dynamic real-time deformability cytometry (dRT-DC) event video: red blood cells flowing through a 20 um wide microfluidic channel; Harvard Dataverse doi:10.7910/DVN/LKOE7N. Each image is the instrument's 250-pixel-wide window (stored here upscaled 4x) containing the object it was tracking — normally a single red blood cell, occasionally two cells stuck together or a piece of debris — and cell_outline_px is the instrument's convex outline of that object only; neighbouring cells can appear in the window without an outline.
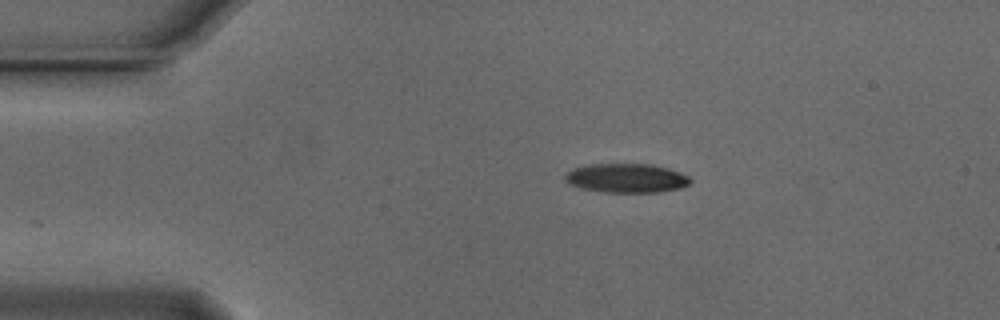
{"species": "Egyptian fruit bat (a non-hibernating species)", "species_latin": "Rousettus aegyptiacus", "temperature_condition": "cold", "stored_images_in_passage": 29, "camera_frame_rate_fps": 3000, "um_per_image_px": 0.085, "animal": {"sex": "male"}, "frame": {"image": 1, "passage_image": 1, "time_ms": 0.0, "image_size_px": [1000, 320], "cell_outline_px": [[692, 180], [688, 184], [680, 188], [656, 192], [604, 192], [584, 188], [568, 184], [564, 180], [564, 176], [572, 168], [592, 164], [652, 164], [668, 168], [680, 172], [688, 176]], "centroid_in_image_um": [53.24, 15.13], "position_along_channel_um": 31.8, "area_um2": 21.15}}
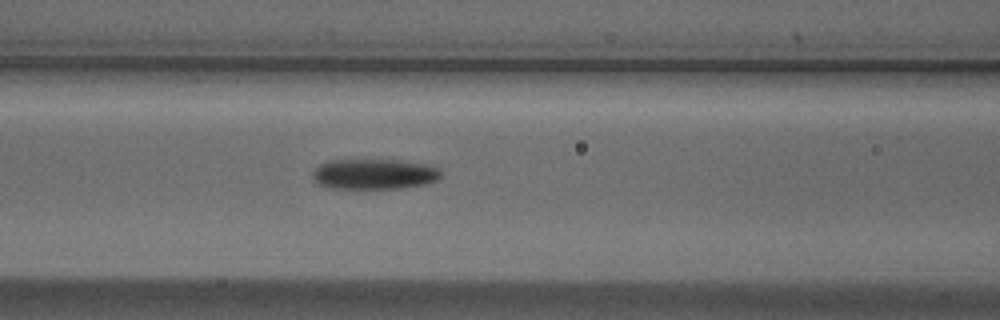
{"frame": {"image": 2, "passage_image": 13, "time_ms": 4.0, "image_size_px": [1000, 320], "cell_outline_px": [[440, 176], [436, 180], [424, 184], [400, 188], [332, 188], [316, 184], [312, 176], [316, 168], [320, 164], [332, 160], [404, 160], [436, 164], [440, 168]], "centroid_in_image_um": [31.86, 14.78], "position_along_channel_um": 134.7, "area_um2": 22.95}}
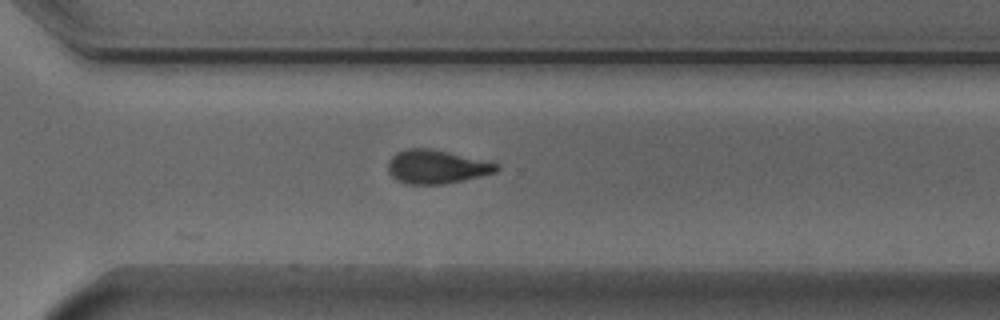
{"frame": {"image": 3, "passage_image": 29, "time_ms": 9.333, "image_size_px": [1000, 320], "cell_outline_px": [[500, 168], [496, 172], [464, 180], [444, 184], [408, 184], [396, 180], [388, 172], [388, 160], [396, 152], [408, 148], [432, 148], [500, 164]], "centroid_in_image_um": [37.09, 14.17], "position_along_channel_um": 333.5, "area_um2": 21.39}}